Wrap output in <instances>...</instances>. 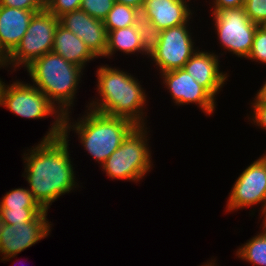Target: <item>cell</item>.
I'll return each instance as SVG.
<instances>
[{
	"label": "cell",
	"mask_w": 266,
	"mask_h": 266,
	"mask_svg": "<svg viewBox=\"0 0 266 266\" xmlns=\"http://www.w3.org/2000/svg\"><path fill=\"white\" fill-rule=\"evenodd\" d=\"M212 13L222 47L238 57L247 59L259 25L249 19L243 6Z\"/></svg>",
	"instance_id": "obj_8"
},
{
	"label": "cell",
	"mask_w": 266,
	"mask_h": 266,
	"mask_svg": "<svg viewBox=\"0 0 266 266\" xmlns=\"http://www.w3.org/2000/svg\"><path fill=\"white\" fill-rule=\"evenodd\" d=\"M188 26L189 24H182L161 32L159 44L149 56L159 67V73L183 68L196 52Z\"/></svg>",
	"instance_id": "obj_9"
},
{
	"label": "cell",
	"mask_w": 266,
	"mask_h": 266,
	"mask_svg": "<svg viewBox=\"0 0 266 266\" xmlns=\"http://www.w3.org/2000/svg\"><path fill=\"white\" fill-rule=\"evenodd\" d=\"M43 211L42 208L0 209V222L10 225L27 223Z\"/></svg>",
	"instance_id": "obj_23"
},
{
	"label": "cell",
	"mask_w": 266,
	"mask_h": 266,
	"mask_svg": "<svg viewBox=\"0 0 266 266\" xmlns=\"http://www.w3.org/2000/svg\"><path fill=\"white\" fill-rule=\"evenodd\" d=\"M41 208L29 189L16 188L2 197L0 209Z\"/></svg>",
	"instance_id": "obj_22"
},
{
	"label": "cell",
	"mask_w": 266,
	"mask_h": 266,
	"mask_svg": "<svg viewBox=\"0 0 266 266\" xmlns=\"http://www.w3.org/2000/svg\"><path fill=\"white\" fill-rule=\"evenodd\" d=\"M134 21V25L140 35L144 55L149 57L157 48L162 31L152 23L144 4L134 8Z\"/></svg>",
	"instance_id": "obj_19"
},
{
	"label": "cell",
	"mask_w": 266,
	"mask_h": 266,
	"mask_svg": "<svg viewBox=\"0 0 266 266\" xmlns=\"http://www.w3.org/2000/svg\"><path fill=\"white\" fill-rule=\"evenodd\" d=\"M0 5L23 10L41 11L46 9V0H0Z\"/></svg>",
	"instance_id": "obj_28"
},
{
	"label": "cell",
	"mask_w": 266,
	"mask_h": 266,
	"mask_svg": "<svg viewBox=\"0 0 266 266\" xmlns=\"http://www.w3.org/2000/svg\"><path fill=\"white\" fill-rule=\"evenodd\" d=\"M253 123L260 126L261 129L266 130V103H251Z\"/></svg>",
	"instance_id": "obj_29"
},
{
	"label": "cell",
	"mask_w": 266,
	"mask_h": 266,
	"mask_svg": "<svg viewBox=\"0 0 266 266\" xmlns=\"http://www.w3.org/2000/svg\"><path fill=\"white\" fill-rule=\"evenodd\" d=\"M33 81L48 99L65 115L72 109L77 86L83 69L67 62L62 56L49 52L25 68ZM57 104H56V103Z\"/></svg>",
	"instance_id": "obj_4"
},
{
	"label": "cell",
	"mask_w": 266,
	"mask_h": 266,
	"mask_svg": "<svg viewBox=\"0 0 266 266\" xmlns=\"http://www.w3.org/2000/svg\"><path fill=\"white\" fill-rule=\"evenodd\" d=\"M52 52L82 69L85 68L84 66L87 62L97 58L83 40L60 23L57 25L54 33Z\"/></svg>",
	"instance_id": "obj_17"
},
{
	"label": "cell",
	"mask_w": 266,
	"mask_h": 266,
	"mask_svg": "<svg viewBox=\"0 0 266 266\" xmlns=\"http://www.w3.org/2000/svg\"><path fill=\"white\" fill-rule=\"evenodd\" d=\"M219 62L218 55L198 49L183 69L215 98L228 78L227 73L219 71Z\"/></svg>",
	"instance_id": "obj_14"
},
{
	"label": "cell",
	"mask_w": 266,
	"mask_h": 266,
	"mask_svg": "<svg viewBox=\"0 0 266 266\" xmlns=\"http://www.w3.org/2000/svg\"><path fill=\"white\" fill-rule=\"evenodd\" d=\"M47 212L44 210L27 223L10 225L0 222V254L4 255L2 261H9L50 234L52 224L47 219Z\"/></svg>",
	"instance_id": "obj_10"
},
{
	"label": "cell",
	"mask_w": 266,
	"mask_h": 266,
	"mask_svg": "<svg viewBox=\"0 0 266 266\" xmlns=\"http://www.w3.org/2000/svg\"><path fill=\"white\" fill-rule=\"evenodd\" d=\"M115 2L122 3L135 8L139 5L144 4L145 0H115Z\"/></svg>",
	"instance_id": "obj_32"
},
{
	"label": "cell",
	"mask_w": 266,
	"mask_h": 266,
	"mask_svg": "<svg viewBox=\"0 0 266 266\" xmlns=\"http://www.w3.org/2000/svg\"><path fill=\"white\" fill-rule=\"evenodd\" d=\"M243 8L253 23L260 25L266 20V0H245Z\"/></svg>",
	"instance_id": "obj_26"
},
{
	"label": "cell",
	"mask_w": 266,
	"mask_h": 266,
	"mask_svg": "<svg viewBox=\"0 0 266 266\" xmlns=\"http://www.w3.org/2000/svg\"><path fill=\"white\" fill-rule=\"evenodd\" d=\"M96 72V86L101 98L97 102L92 100L88 109L109 116L124 117L136 125H145L143 108L147 98L138 79L108 65L100 66Z\"/></svg>",
	"instance_id": "obj_2"
},
{
	"label": "cell",
	"mask_w": 266,
	"mask_h": 266,
	"mask_svg": "<svg viewBox=\"0 0 266 266\" xmlns=\"http://www.w3.org/2000/svg\"><path fill=\"white\" fill-rule=\"evenodd\" d=\"M189 1L191 0H145L144 5L152 23L163 31L170 27L189 24L192 16L187 5Z\"/></svg>",
	"instance_id": "obj_16"
},
{
	"label": "cell",
	"mask_w": 266,
	"mask_h": 266,
	"mask_svg": "<svg viewBox=\"0 0 266 266\" xmlns=\"http://www.w3.org/2000/svg\"><path fill=\"white\" fill-rule=\"evenodd\" d=\"M146 125H137L101 166L111 179L139 181L152 167Z\"/></svg>",
	"instance_id": "obj_5"
},
{
	"label": "cell",
	"mask_w": 266,
	"mask_h": 266,
	"mask_svg": "<svg viewBox=\"0 0 266 266\" xmlns=\"http://www.w3.org/2000/svg\"><path fill=\"white\" fill-rule=\"evenodd\" d=\"M59 23L83 40L97 58L104 57L108 33L102 20L78 9L60 16Z\"/></svg>",
	"instance_id": "obj_13"
},
{
	"label": "cell",
	"mask_w": 266,
	"mask_h": 266,
	"mask_svg": "<svg viewBox=\"0 0 266 266\" xmlns=\"http://www.w3.org/2000/svg\"><path fill=\"white\" fill-rule=\"evenodd\" d=\"M212 12L227 8H236L244 5L245 0H214Z\"/></svg>",
	"instance_id": "obj_30"
},
{
	"label": "cell",
	"mask_w": 266,
	"mask_h": 266,
	"mask_svg": "<svg viewBox=\"0 0 266 266\" xmlns=\"http://www.w3.org/2000/svg\"><path fill=\"white\" fill-rule=\"evenodd\" d=\"M253 101V103H266V81L260 87Z\"/></svg>",
	"instance_id": "obj_31"
},
{
	"label": "cell",
	"mask_w": 266,
	"mask_h": 266,
	"mask_svg": "<svg viewBox=\"0 0 266 266\" xmlns=\"http://www.w3.org/2000/svg\"><path fill=\"white\" fill-rule=\"evenodd\" d=\"M258 234L240 246L236 255L254 266H266V230Z\"/></svg>",
	"instance_id": "obj_20"
},
{
	"label": "cell",
	"mask_w": 266,
	"mask_h": 266,
	"mask_svg": "<svg viewBox=\"0 0 266 266\" xmlns=\"http://www.w3.org/2000/svg\"><path fill=\"white\" fill-rule=\"evenodd\" d=\"M68 136L44 139L24 153V177L39 206L48 211L52 202L76 186L68 151ZM26 173V174H25Z\"/></svg>",
	"instance_id": "obj_1"
},
{
	"label": "cell",
	"mask_w": 266,
	"mask_h": 266,
	"mask_svg": "<svg viewBox=\"0 0 266 266\" xmlns=\"http://www.w3.org/2000/svg\"><path fill=\"white\" fill-rule=\"evenodd\" d=\"M134 8L115 2L103 20L107 33L111 30L127 28L134 25Z\"/></svg>",
	"instance_id": "obj_21"
},
{
	"label": "cell",
	"mask_w": 266,
	"mask_h": 266,
	"mask_svg": "<svg viewBox=\"0 0 266 266\" xmlns=\"http://www.w3.org/2000/svg\"><path fill=\"white\" fill-rule=\"evenodd\" d=\"M203 266H217L215 263H214V261L211 263V262H209V263H205Z\"/></svg>",
	"instance_id": "obj_37"
},
{
	"label": "cell",
	"mask_w": 266,
	"mask_h": 266,
	"mask_svg": "<svg viewBox=\"0 0 266 266\" xmlns=\"http://www.w3.org/2000/svg\"><path fill=\"white\" fill-rule=\"evenodd\" d=\"M114 3L115 0H82L80 9L93 18L103 21Z\"/></svg>",
	"instance_id": "obj_24"
},
{
	"label": "cell",
	"mask_w": 266,
	"mask_h": 266,
	"mask_svg": "<svg viewBox=\"0 0 266 266\" xmlns=\"http://www.w3.org/2000/svg\"><path fill=\"white\" fill-rule=\"evenodd\" d=\"M87 111L76 123H69V113L64 115L63 136H68L71 129L78 133L85 150L102 166L137 125L124 117L109 116L91 109Z\"/></svg>",
	"instance_id": "obj_3"
},
{
	"label": "cell",
	"mask_w": 266,
	"mask_h": 266,
	"mask_svg": "<svg viewBox=\"0 0 266 266\" xmlns=\"http://www.w3.org/2000/svg\"><path fill=\"white\" fill-rule=\"evenodd\" d=\"M161 76L174 103L179 106L195 103L204 113L208 115L214 113L216 98L199 85L185 69L163 72Z\"/></svg>",
	"instance_id": "obj_12"
},
{
	"label": "cell",
	"mask_w": 266,
	"mask_h": 266,
	"mask_svg": "<svg viewBox=\"0 0 266 266\" xmlns=\"http://www.w3.org/2000/svg\"><path fill=\"white\" fill-rule=\"evenodd\" d=\"M38 11L0 5V47L9 55L27 32L33 15Z\"/></svg>",
	"instance_id": "obj_15"
},
{
	"label": "cell",
	"mask_w": 266,
	"mask_h": 266,
	"mask_svg": "<svg viewBox=\"0 0 266 266\" xmlns=\"http://www.w3.org/2000/svg\"><path fill=\"white\" fill-rule=\"evenodd\" d=\"M82 0H46V9L60 17L67 12H72L80 9Z\"/></svg>",
	"instance_id": "obj_27"
},
{
	"label": "cell",
	"mask_w": 266,
	"mask_h": 266,
	"mask_svg": "<svg viewBox=\"0 0 266 266\" xmlns=\"http://www.w3.org/2000/svg\"><path fill=\"white\" fill-rule=\"evenodd\" d=\"M2 106L17 116L28 119H41L46 116H53L49 132L45 134L44 139L56 138L63 135L64 115L58 110L48 97L36 86L26 84L21 81H15L11 85H6ZM57 115V116H56Z\"/></svg>",
	"instance_id": "obj_6"
},
{
	"label": "cell",
	"mask_w": 266,
	"mask_h": 266,
	"mask_svg": "<svg viewBox=\"0 0 266 266\" xmlns=\"http://www.w3.org/2000/svg\"><path fill=\"white\" fill-rule=\"evenodd\" d=\"M261 216L263 217V215H264V219H263V224H262V230H266V202H265V204H264V207H263V209H261Z\"/></svg>",
	"instance_id": "obj_35"
},
{
	"label": "cell",
	"mask_w": 266,
	"mask_h": 266,
	"mask_svg": "<svg viewBox=\"0 0 266 266\" xmlns=\"http://www.w3.org/2000/svg\"><path fill=\"white\" fill-rule=\"evenodd\" d=\"M247 58L249 60L266 64V32L259 26L255 32L254 41Z\"/></svg>",
	"instance_id": "obj_25"
},
{
	"label": "cell",
	"mask_w": 266,
	"mask_h": 266,
	"mask_svg": "<svg viewBox=\"0 0 266 266\" xmlns=\"http://www.w3.org/2000/svg\"><path fill=\"white\" fill-rule=\"evenodd\" d=\"M5 87H6L5 83L0 78V106H2V99H3Z\"/></svg>",
	"instance_id": "obj_34"
},
{
	"label": "cell",
	"mask_w": 266,
	"mask_h": 266,
	"mask_svg": "<svg viewBox=\"0 0 266 266\" xmlns=\"http://www.w3.org/2000/svg\"><path fill=\"white\" fill-rule=\"evenodd\" d=\"M262 159V161L266 164V154H263L262 157H260Z\"/></svg>",
	"instance_id": "obj_38"
},
{
	"label": "cell",
	"mask_w": 266,
	"mask_h": 266,
	"mask_svg": "<svg viewBox=\"0 0 266 266\" xmlns=\"http://www.w3.org/2000/svg\"><path fill=\"white\" fill-rule=\"evenodd\" d=\"M227 201V212L266 202V164L261 158L251 163L239 175Z\"/></svg>",
	"instance_id": "obj_11"
},
{
	"label": "cell",
	"mask_w": 266,
	"mask_h": 266,
	"mask_svg": "<svg viewBox=\"0 0 266 266\" xmlns=\"http://www.w3.org/2000/svg\"><path fill=\"white\" fill-rule=\"evenodd\" d=\"M259 27L266 32V20H264L260 25Z\"/></svg>",
	"instance_id": "obj_36"
},
{
	"label": "cell",
	"mask_w": 266,
	"mask_h": 266,
	"mask_svg": "<svg viewBox=\"0 0 266 266\" xmlns=\"http://www.w3.org/2000/svg\"><path fill=\"white\" fill-rule=\"evenodd\" d=\"M116 51H122L125 54L140 52L143 55L142 42L135 25L108 32L107 48L104 57L109 58Z\"/></svg>",
	"instance_id": "obj_18"
},
{
	"label": "cell",
	"mask_w": 266,
	"mask_h": 266,
	"mask_svg": "<svg viewBox=\"0 0 266 266\" xmlns=\"http://www.w3.org/2000/svg\"><path fill=\"white\" fill-rule=\"evenodd\" d=\"M58 24L59 18L47 9L36 12L22 40L8 55V66H13L14 70L20 65L27 67L37 58L52 52L54 33Z\"/></svg>",
	"instance_id": "obj_7"
},
{
	"label": "cell",
	"mask_w": 266,
	"mask_h": 266,
	"mask_svg": "<svg viewBox=\"0 0 266 266\" xmlns=\"http://www.w3.org/2000/svg\"><path fill=\"white\" fill-rule=\"evenodd\" d=\"M8 55L2 50L0 47V68L1 67H8Z\"/></svg>",
	"instance_id": "obj_33"
}]
</instances>
